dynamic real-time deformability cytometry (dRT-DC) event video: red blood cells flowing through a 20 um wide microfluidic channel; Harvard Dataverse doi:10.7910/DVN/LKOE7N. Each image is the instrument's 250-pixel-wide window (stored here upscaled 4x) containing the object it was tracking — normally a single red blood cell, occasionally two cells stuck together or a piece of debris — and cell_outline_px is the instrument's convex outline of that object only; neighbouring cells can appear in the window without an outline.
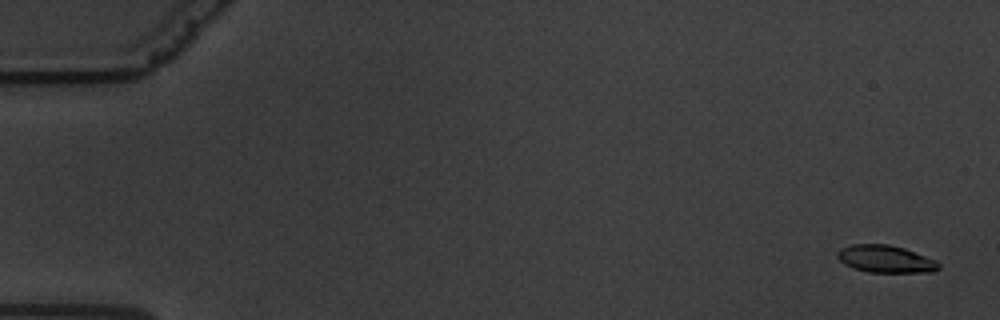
{"species": "common noctule bat (a hibernating species)", "species_latin": "Nyctalus noctula", "temperature_condition": "warm", "stored_images_in_passage": 61, "camera_frame_rate_fps": 3000, "um_per_image_px": 0.085, "animal": {"sex": "male", "body_mass_g": 19.5, "forearm_length_mm": 54.6}, "frame": {"image": 1, "passage_image": 2, "time_ms": 0.333, "image_size_px": [1000, 320], "cell_outline_px": [[940, 268], [936, 272], [868, 272], [852, 268], [844, 264], [836, 256], [836, 252], [840, 248], [852, 244], [888, 244], [904, 248], [936, 260], [940, 264]], "centroid_in_image_um": [75.26, 22.01], "position_along_channel_um": 9.7, "area_um2": 16.3}}
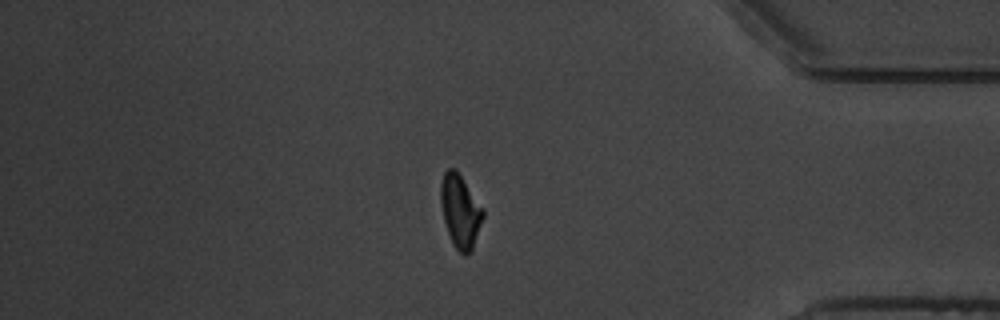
{"frame": {"image": 2, "passage_image": 52, "time_ms": 17.0, "image_size_px": [1000, 320], "cell_outline_px": [[484, 216], [472, 248], [468, 256], [464, 256], [452, 244], [444, 220], [440, 204], [440, 184], [444, 172], [448, 168], [456, 168], [484, 208]], "centroid_in_image_um": [39.12, 17.92], "position_along_channel_um": 396.1, "area_um2": 18.21}}
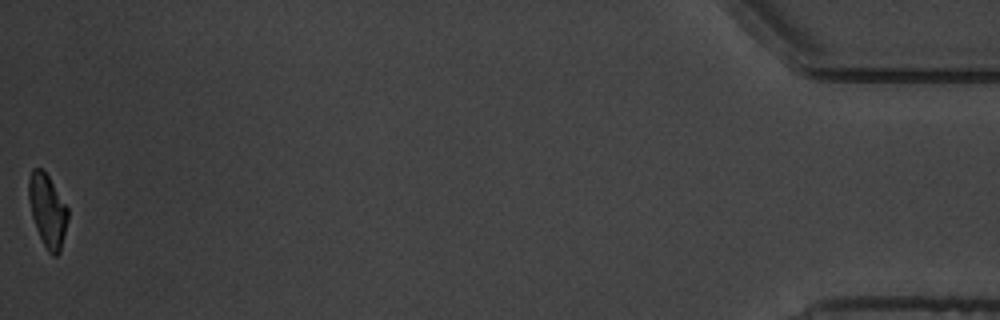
{"frame": {"image": 3, "passage_image": 61, "time_ms": 20.0, "image_size_px": [1000, 320], "cell_outline_px": [[68, 220], [60, 252], [56, 256], [52, 256], [48, 252], [36, 228], [32, 216], [28, 200], [28, 180], [32, 168], [40, 168], [48, 176], [68, 208]], "centroid_in_image_um": [4.03, 17.91], "position_along_channel_um": 431.2, "area_um2": 16.53}, "authors_computed_cell_mechanics": {"area_um2": 17.5134, "velocity_mm_per_s": 3.3745, "shape_relaxation_time_tau1_ms": 3.0126, "shape_relaxation_time_tau2_ms": 5.867, "deformation_change_tau1": 0.1432, "deformation_change_tau2": 0.1151}}